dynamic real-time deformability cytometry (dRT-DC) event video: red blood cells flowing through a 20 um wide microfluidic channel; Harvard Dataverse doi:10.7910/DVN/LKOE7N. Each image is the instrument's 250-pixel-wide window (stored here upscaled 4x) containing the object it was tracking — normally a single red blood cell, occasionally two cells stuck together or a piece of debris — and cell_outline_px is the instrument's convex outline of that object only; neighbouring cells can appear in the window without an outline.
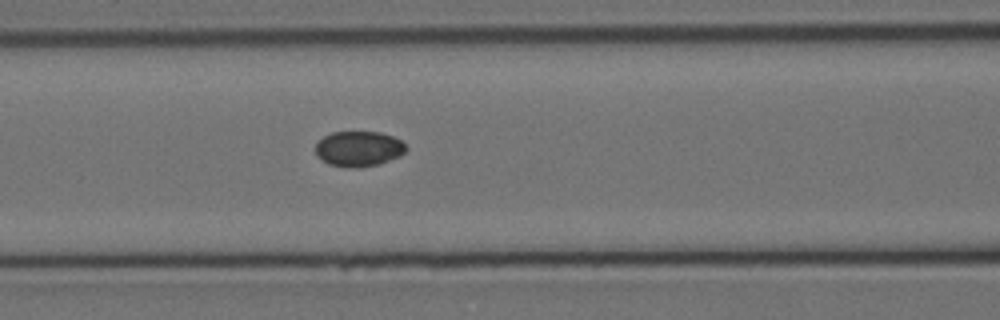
{"species": "Egyptian fruit bat (a non-hibernating species)", "species_latin": "Rousettus aegyptiacus", "temperature_condition": "cold", "stored_images_in_passage": 4, "camera_frame_rate_fps": 3000, "um_per_image_px": 0.085, "animal": {"sex": "female"}, "frame": {"image": 1, "passage_image": 4, "time_ms": 3.667, "image_size_px": [1000, 320], "cell_outline_px": [[408, 148], [400, 156], [380, 164], [360, 168], [344, 168], [328, 164], [316, 156], [316, 144], [324, 136], [332, 132], [380, 132], [392, 136], [400, 140]], "centroid_in_image_um": [30.48, 12.67], "position_along_channel_um": 136.1, "area_um2": 18.84}}